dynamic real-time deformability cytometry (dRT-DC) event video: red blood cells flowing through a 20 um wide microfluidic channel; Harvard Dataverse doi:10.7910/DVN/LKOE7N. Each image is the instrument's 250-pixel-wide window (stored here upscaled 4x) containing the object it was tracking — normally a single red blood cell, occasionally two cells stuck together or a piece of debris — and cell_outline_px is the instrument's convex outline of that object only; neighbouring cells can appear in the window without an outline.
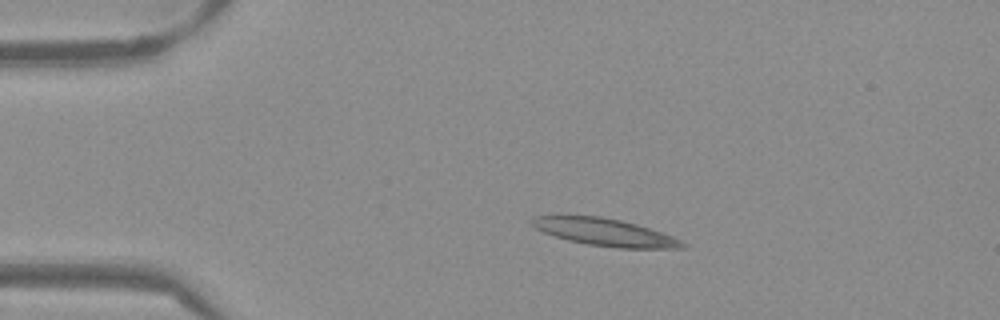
{"species": "Egyptian fruit bat (a non-hibernating species)", "species_latin": "Rousettus aegyptiacus", "temperature_condition": "warm", "stored_images_in_passage": 43, "camera_frame_rate_fps": 3000, "um_per_image_px": 0.085, "frame": {"image": 1, "passage_image": 1, "time_ms": 0.0, "image_size_px": [1000, 320], "cell_outline_px": [[688, 244], [684, 248], [616, 248], [588, 244], [568, 240], [544, 232], [536, 228], [528, 220], [536, 216], [556, 212], [600, 216], [620, 220], [636, 224], [672, 236]], "centroid_in_image_um": [51.29, 19.69], "position_along_channel_um": 33.7, "area_um2": 24.57}}
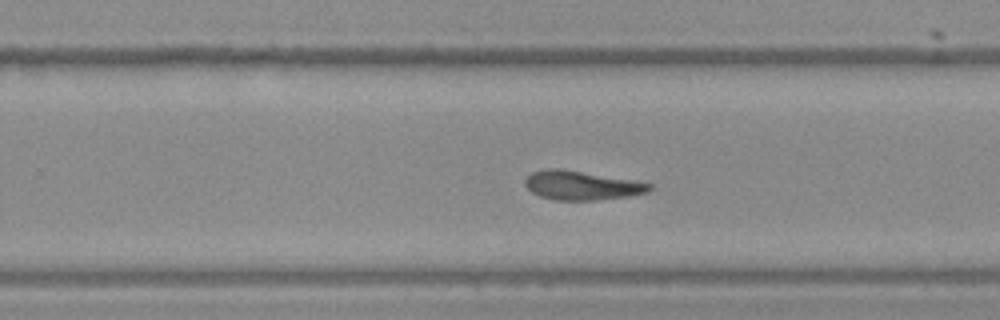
{"frame": {"image": 2, "passage_image": 24, "time_ms": 7.667, "image_size_px": [1000, 320], "cell_outline_px": [[656, 188], [648, 192], [628, 196], [596, 200], [556, 200], [540, 196], [532, 192], [524, 184], [524, 180], [532, 172], [544, 168], [560, 168], [632, 180], [652, 184]], "centroid_in_image_um": [49.44, 15.75], "position_along_channel_um": 280.4, "area_um2": 21.04}}
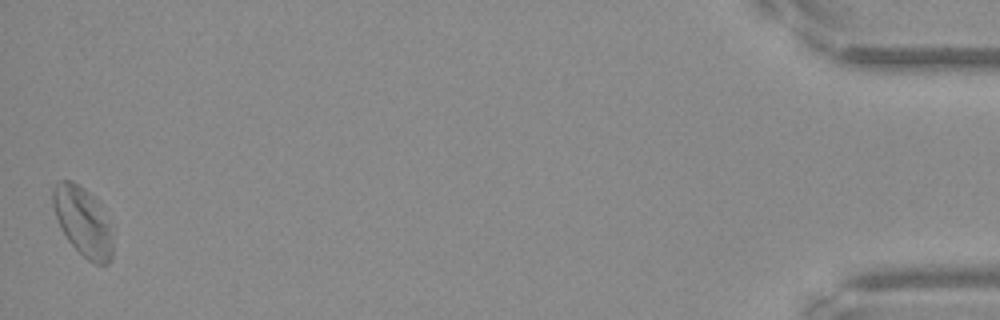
{"frame": {"image": 3, "passage_image": 43, "time_ms": 14.0, "image_size_px": [1000, 320], "cell_outline_px": [[112, 260], [108, 264], [96, 264], [88, 260], [68, 240], [60, 228], [52, 204], [52, 188], [60, 180], [72, 180], [84, 188], [100, 200], [108, 224], [112, 244]], "centroid_in_image_um": [7.04, 18.79], "position_along_channel_um": 428.2, "area_um2": 24.1}, "authors_computed_cell_mechanics": {"area_um2": 21.9062, "velocity_mm_per_s": 3.8015, "shape_relaxation_time_tau1_ms": null, "shape_relaxation_time_tau2_ms": 4.2632, "deformation_change_tau1": null, "deformation_change_tau2": 0.1272}}